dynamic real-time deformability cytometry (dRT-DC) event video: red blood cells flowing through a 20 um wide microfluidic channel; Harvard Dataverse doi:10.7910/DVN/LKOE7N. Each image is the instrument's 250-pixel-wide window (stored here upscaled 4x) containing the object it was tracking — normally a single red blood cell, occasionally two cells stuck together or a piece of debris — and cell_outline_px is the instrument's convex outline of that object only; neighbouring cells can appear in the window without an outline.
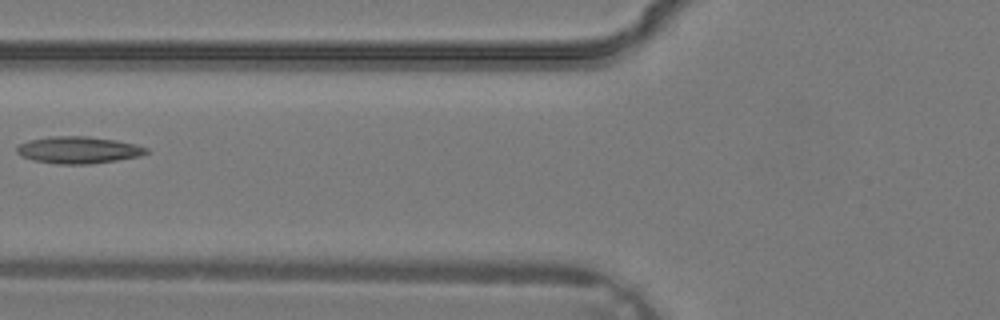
{"species": "common noctule bat (a hibernating species)", "species_latin": "Nyctalus noctula", "temperature_condition": "warm", "stored_images_in_passage": 4, "camera_frame_rate_fps": 3000, "um_per_image_px": 0.085, "animal": {"sex": "male", "body_mass_g": 19.2, "forearm_length_mm": 51.8}, "frame": {"image": 1, "passage_image": 4, "time_ms": 1.0, "image_size_px": [1000, 320], "cell_outline_px": [[152, 152], [140, 156], [92, 164], [56, 164], [32, 160], [20, 156], [16, 152], [16, 148], [20, 144], [28, 140], [52, 136], [88, 136], [116, 140], [136, 144], [148, 148]], "centroid_in_image_um": [6.68, 12.75], "position_along_channel_um": 119.1, "area_um2": 20.58}}